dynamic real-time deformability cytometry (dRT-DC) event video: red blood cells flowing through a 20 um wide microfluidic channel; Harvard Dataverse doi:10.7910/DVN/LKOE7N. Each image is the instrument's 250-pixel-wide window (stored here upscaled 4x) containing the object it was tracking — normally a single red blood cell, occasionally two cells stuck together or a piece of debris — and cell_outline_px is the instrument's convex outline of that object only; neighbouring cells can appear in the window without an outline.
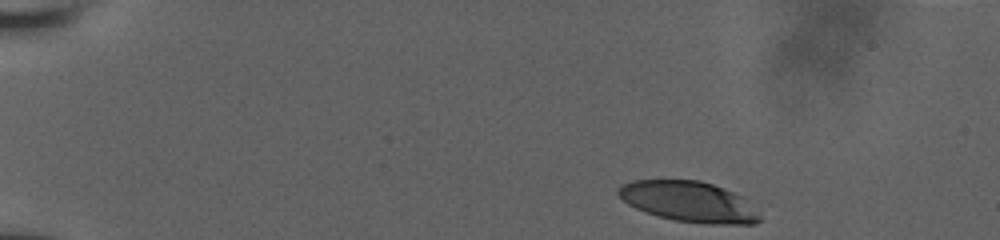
{"species": "human", "species_latin": "Homo sapiens", "temperature_condition": "room temperature", "stored_images_in_passage": 39, "camera_frame_rate_fps": 3000, "um_per_image_px": 0.085, "donor": {"sex": "male"}, "frame": {"image": 1, "passage_image": 1, "time_ms": 0.0, "image_size_px": [1000, 240], "cell_outline_px": [[764, 220], [756, 224], [704, 224], [676, 220], [660, 216], [636, 208], [628, 204], [616, 192], [624, 184], [632, 180], [700, 180], [736, 192], [744, 196]], "centroid_in_image_um": [58.64, 17.14], "position_along_channel_um": 26.4, "area_um2": 33.47}}
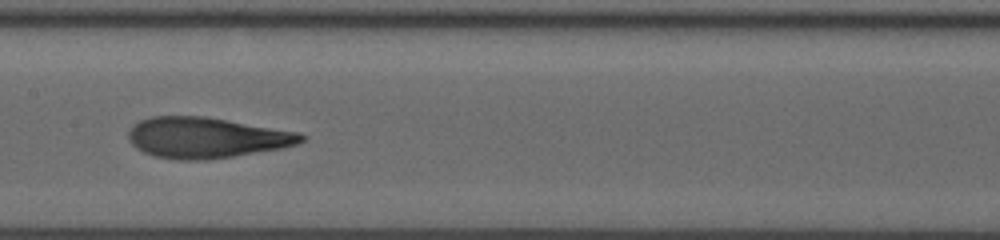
{"frame": {"image": 2, "passage_image": 24, "time_ms": 7.0, "image_size_px": [1000, 240], "cell_outline_px": [[308, 136], [304, 140], [296, 144], [284, 148], [232, 156], [204, 160], [176, 160], [156, 156], [144, 152], [136, 148], [128, 140], [128, 132], [132, 124], [140, 120], [152, 116], [204, 116], [300, 132]], "centroid_in_image_um": [17.53, 11.7], "position_along_channel_um": 189.9, "area_um2": 41.15}}
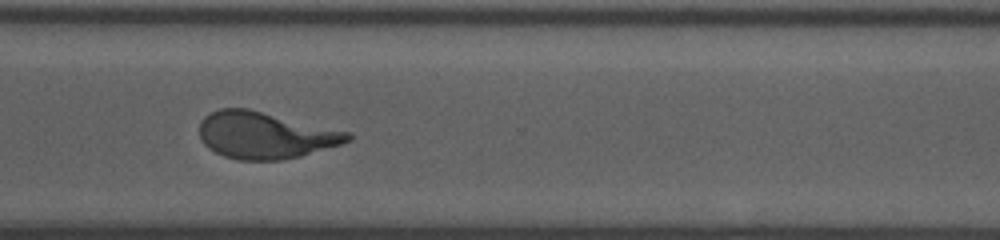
{"frame": {"image": 3, "passage_image": 38, "time_ms": 11.0, "image_size_px": [1000, 240], "cell_outline_px": [[352, 140], [340, 144], [300, 156], [280, 160], [236, 160], [224, 156], [208, 148], [200, 140], [200, 120], [204, 116], [220, 108], [248, 108], [348, 132], [352, 136]], "centroid_in_image_um": [22.49, 11.49], "position_along_channel_um": 348.1, "area_um2": 40.17}}